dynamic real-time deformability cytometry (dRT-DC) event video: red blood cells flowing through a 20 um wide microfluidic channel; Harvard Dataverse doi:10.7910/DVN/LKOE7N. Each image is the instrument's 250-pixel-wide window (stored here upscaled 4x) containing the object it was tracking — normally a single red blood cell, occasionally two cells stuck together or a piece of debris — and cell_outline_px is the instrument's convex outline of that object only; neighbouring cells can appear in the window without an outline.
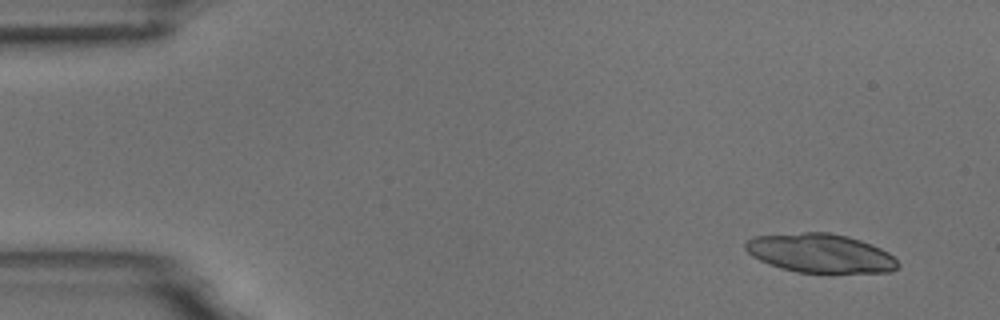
{"species": "common noctule bat (a hibernating species)", "species_latin": "Nyctalus noctula", "temperature_condition": "room temperature", "stored_images_in_passage": 5, "camera_frame_rate_fps": 3000, "um_per_image_px": 0.085, "animal": {"sex": "male", "body_mass_g": 18.8}, "frame": {"image": 1, "passage_image": 1, "time_ms": 0.0, "image_size_px": [1000, 320], "cell_outline_px": [[900, 264], [892, 272], [796, 272], [780, 268], [768, 264], [752, 256], [744, 248], [744, 244], [752, 236], [804, 232], [828, 232], [848, 236], [872, 244], [888, 252]], "centroid_in_image_um": [69.7, 21.51], "position_along_channel_um": 15.3, "area_um2": 34.56}}